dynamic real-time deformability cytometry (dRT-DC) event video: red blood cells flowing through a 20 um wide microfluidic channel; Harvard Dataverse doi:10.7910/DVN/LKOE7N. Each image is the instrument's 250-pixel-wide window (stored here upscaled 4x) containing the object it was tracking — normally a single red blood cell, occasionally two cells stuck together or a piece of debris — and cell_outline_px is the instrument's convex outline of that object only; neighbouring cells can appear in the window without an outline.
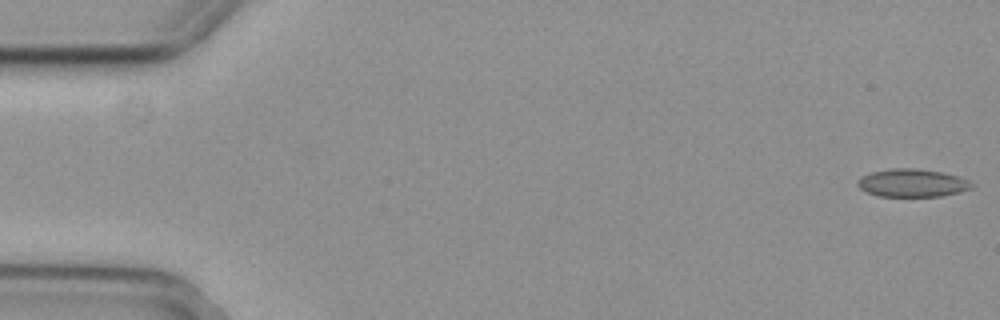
{"species": "common noctule bat (a hibernating species)", "species_latin": "Nyctalus noctula", "temperature_condition": "cold", "stored_images_in_passage": 54, "camera_frame_rate_fps": 3000, "um_per_image_px": 0.085, "animal": {"sex": "female", "body_mass_g": 29.2, "forearm_length_mm": 56.3}, "frame": {"image": 1, "passage_image": 1, "time_ms": 0.0, "image_size_px": [1000, 320], "cell_outline_px": [[972, 188], [940, 196], [880, 196], [868, 192], [860, 188], [856, 184], [856, 180], [860, 176], [872, 172], [892, 168], [916, 168], [940, 172], [960, 176], [968, 180], [972, 184]], "centroid_in_image_um": [77.5, 15.54], "position_along_channel_um": 7.5, "area_um2": 18.44}}
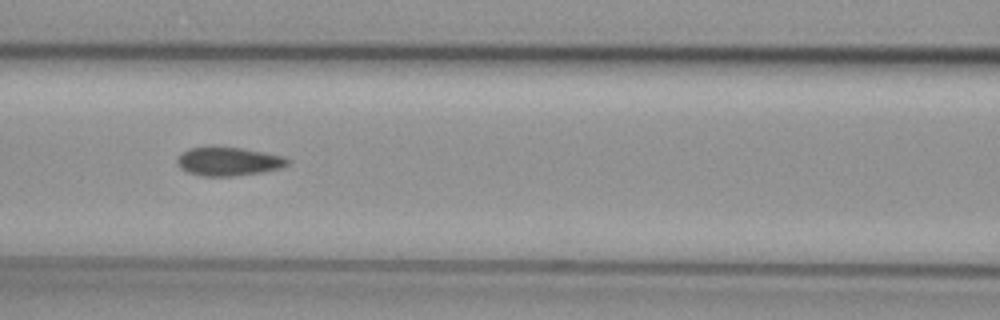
{"frame": {"image": 2, "passage_image": 24, "time_ms": 7.667, "image_size_px": [1000, 320], "cell_outline_px": [[292, 160], [288, 164], [280, 168], [260, 172], [232, 176], [200, 176], [188, 172], [180, 168], [176, 164], [176, 160], [180, 152], [188, 148], [240, 148], [284, 156]], "centroid_in_image_um": [19.39, 13.73], "position_along_channel_um": 147.2, "area_um2": 18.21}}
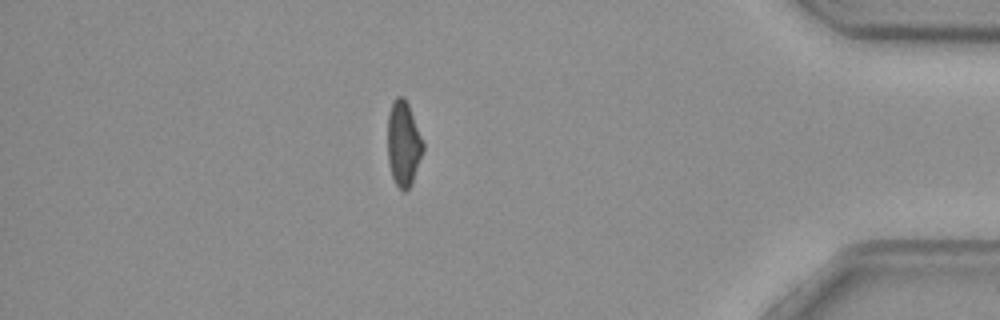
{"frame": {"image": 3, "passage_image": 48, "time_ms": 15.667, "image_size_px": [1000, 320], "cell_outline_px": [[424, 148], [412, 184], [404, 192], [396, 184], [392, 176], [388, 164], [388, 112], [392, 100], [396, 96], [404, 96], [408, 104], [424, 144]], "centroid_in_image_um": [34.28, 12.19], "position_along_channel_um": 400.9, "area_um2": 17.57}, "authors_computed_cell_mechanics": {"area_um2": 18.5538, "velocity_mm_per_s": 3.714, "shape_relaxation_time_tau1_ms": null, "shape_relaxation_time_tau2_ms": 10.6951, "deformation_change_tau1": null, "deformation_change_tau2": 0.1456}}